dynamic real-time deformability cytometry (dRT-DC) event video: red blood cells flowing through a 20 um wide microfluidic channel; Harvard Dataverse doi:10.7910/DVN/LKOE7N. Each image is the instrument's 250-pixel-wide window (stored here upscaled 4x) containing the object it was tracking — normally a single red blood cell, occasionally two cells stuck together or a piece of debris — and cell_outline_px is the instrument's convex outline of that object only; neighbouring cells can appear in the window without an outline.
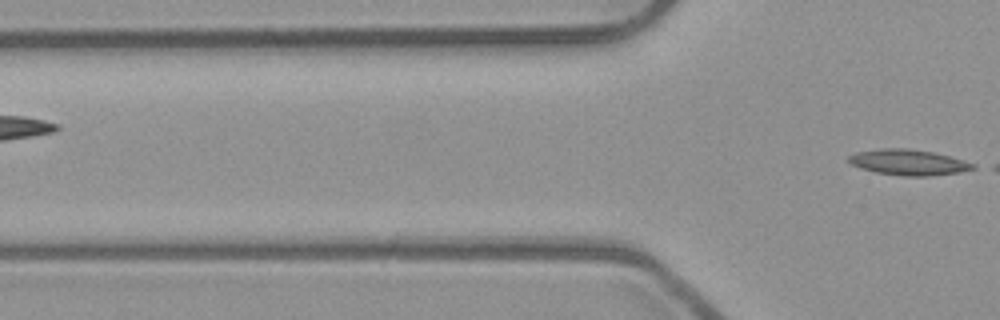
{"species": "common noctule bat (a hibernating species)", "species_latin": "Nyctalus noctula", "temperature_condition": "room temperature", "stored_images_in_passage": 3, "segment_of_instrument_passage": [2, 2], "camera_frame_rate_fps": 3000, "um_per_image_px": 0.085, "animal": {"sex": "male", "body_mass_g": 23.1, "forearm_length_mm": 52.7}, "frame": {"image": 1, "passage_image": 3, "time_ms": 0.667, "image_size_px": [1000, 320], "cell_outline_px": [[976, 168], [956, 172], [928, 176], [904, 176], [876, 172], [860, 168], [852, 164], [848, 160], [848, 156], [856, 152], [880, 148], [908, 148], [932, 152], [964, 160], [976, 164]], "centroid_in_image_um": [77.19, 13.79], "position_along_channel_um": 48.6, "area_um2": 18.44}}